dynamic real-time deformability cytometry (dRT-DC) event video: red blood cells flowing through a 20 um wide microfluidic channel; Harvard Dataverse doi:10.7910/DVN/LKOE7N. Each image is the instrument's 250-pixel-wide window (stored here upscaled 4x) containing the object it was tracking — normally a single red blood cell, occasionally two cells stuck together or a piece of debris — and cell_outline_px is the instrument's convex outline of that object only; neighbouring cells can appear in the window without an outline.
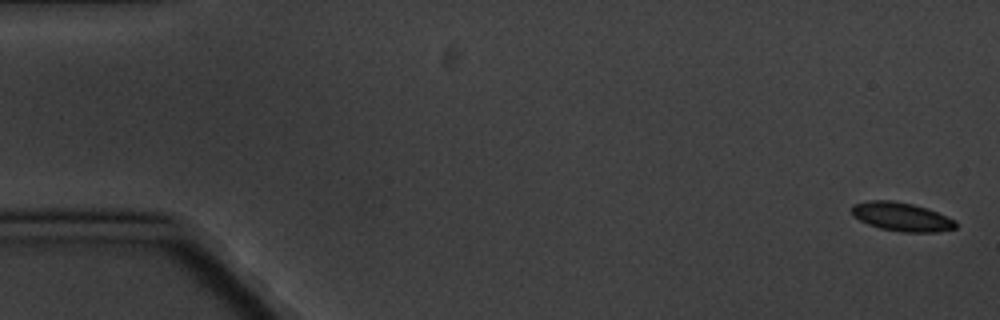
{"species": "common noctule bat (a hibernating species)", "species_latin": "Nyctalus noctula", "temperature_condition": "cold", "stored_images_in_passage": 6, "camera_frame_rate_fps": 3000, "um_per_image_px": 0.085, "animal": {"sex": "male", "body_mass_g": 20.1, "forearm_length_mm": 53.5}, "frame": {"image": 1, "passage_image": 1, "time_ms": 0.0, "image_size_px": [1000, 320], "cell_outline_px": [[956, 228], [936, 232], [904, 232], [880, 228], [868, 224], [852, 216], [852, 204], [868, 200], [892, 200], [912, 204], [936, 212], [956, 220]], "centroid_in_image_um": [76.6, 18.42], "position_along_channel_um": 8.4, "area_um2": 17.28}}